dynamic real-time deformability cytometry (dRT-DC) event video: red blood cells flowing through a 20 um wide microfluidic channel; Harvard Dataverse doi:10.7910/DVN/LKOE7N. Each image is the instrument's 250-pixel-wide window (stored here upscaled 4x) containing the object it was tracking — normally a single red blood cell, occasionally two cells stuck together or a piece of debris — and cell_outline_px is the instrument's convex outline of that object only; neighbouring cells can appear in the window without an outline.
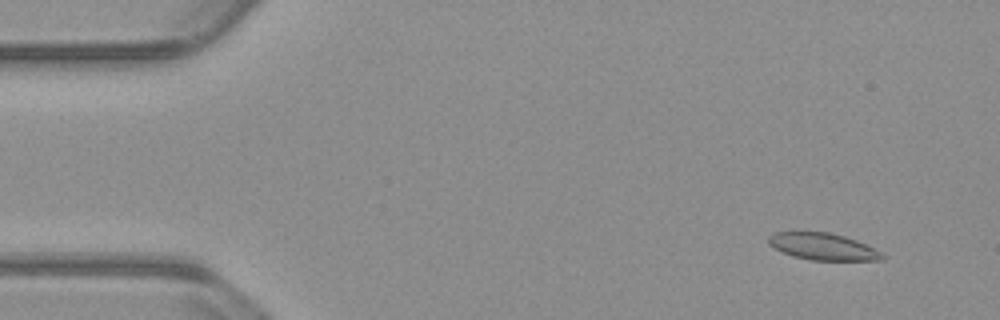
{"species": "common noctule bat (a hibernating species)", "species_latin": "Nyctalus noctula", "temperature_condition": "warm", "stored_images_in_passage": 17, "segment_of_instrument_passage": [2, 2], "camera_frame_rate_fps": 3000, "um_per_image_px": 0.085, "animal": {"sex": "male", "body_mass_g": 23.1, "forearm_length_mm": 52.7}, "frame": {"image": 1, "passage_image": 17, "time_ms": 5.333, "image_size_px": [1000, 320], "cell_outline_px": [[884, 260], [812, 260], [792, 256], [780, 252], [768, 244], [768, 236], [776, 232], [828, 232], [844, 236], [856, 240], [880, 252], [884, 256]], "centroid_in_image_um": [69.89, 20.96], "position_along_channel_um": 15.1, "area_um2": 17.69}}